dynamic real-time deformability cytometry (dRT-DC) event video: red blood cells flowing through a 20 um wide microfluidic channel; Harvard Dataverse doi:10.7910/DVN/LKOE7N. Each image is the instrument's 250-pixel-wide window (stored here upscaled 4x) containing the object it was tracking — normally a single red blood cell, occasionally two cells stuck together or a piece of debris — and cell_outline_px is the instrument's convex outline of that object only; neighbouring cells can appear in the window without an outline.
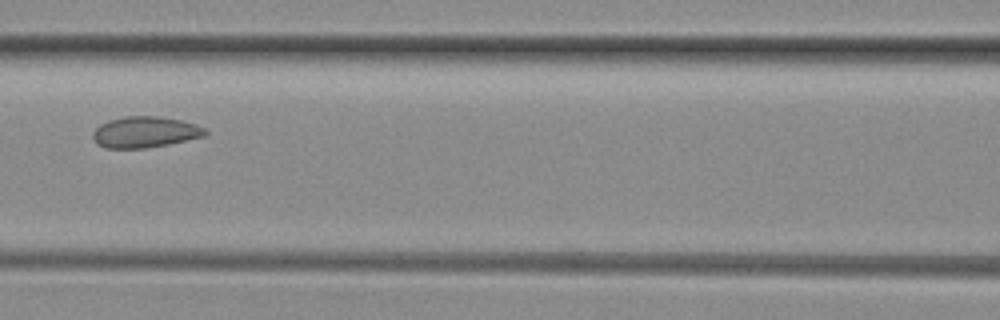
{"species": "common noctule bat (a hibernating species)", "species_latin": "Nyctalus noctula", "temperature_condition": "room temperature", "stored_images_in_passage": 3, "camera_frame_rate_fps": 3000, "um_per_image_px": 0.085, "animal": {"sex": "female", "body_mass_g": 29.2, "forearm_length_mm": 56.3}, "frame": {"image": 1, "passage_image": 3, "time_ms": 0.667, "image_size_px": [1000, 320], "cell_outline_px": [[208, 132], [204, 136], [168, 144], [144, 148], [104, 148], [96, 144], [92, 136], [92, 132], [100, 124], [108, 120], [124, 116], [160, 116], [180, 120], [196, 124], [204, 128]], "centroid_in_image_um": [12.29, 11.22], "position_along_channel_um": 154.3, "area_um2": 20.4}}